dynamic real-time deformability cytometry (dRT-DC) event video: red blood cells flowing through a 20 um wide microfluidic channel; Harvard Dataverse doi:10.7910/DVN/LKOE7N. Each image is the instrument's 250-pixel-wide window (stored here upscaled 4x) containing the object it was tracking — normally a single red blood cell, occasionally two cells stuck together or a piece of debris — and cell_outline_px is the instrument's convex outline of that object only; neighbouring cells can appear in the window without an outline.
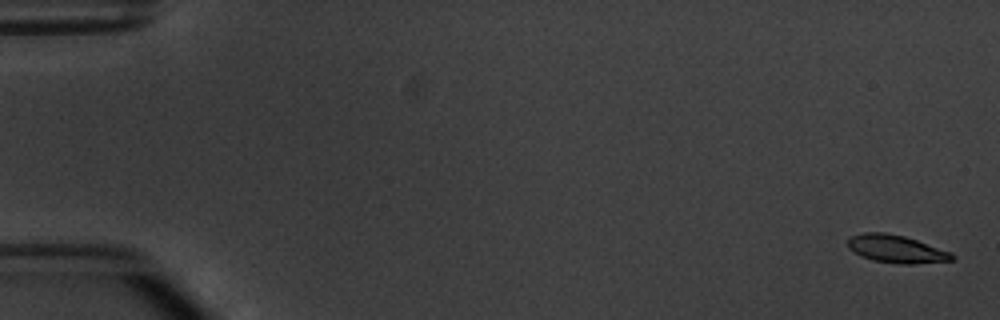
{"species": "common noctule bat (a hibernating species)", "species_latin": "Nyctalus noctula", "temperature_condition": "warm", "stored_images_in_passage": 5, "camera_frame_rate_fps": 3000, "um_per_image_px": 0.085, "animal": {"sex": "male", "body_mass_g": 20.1, "forearm_length_mm": 53.5}, "frame": {"image": 1, "passage_image": 1, "time_ms": 0.0, "image_size_px": [1000, 320], "cell_outline_px": [[956, 256], [952, 260], [912, 264], [900, 264], [872, 260], [860, 256], [848, 248], [848, 240], [852, 236], [864, 232], [884, 232], [904, 236], [952, 252]], "centroid_in_image_um": [76.18, 21.16], "position_along_channel_um": 8.8, "area_um2": 16.82}}
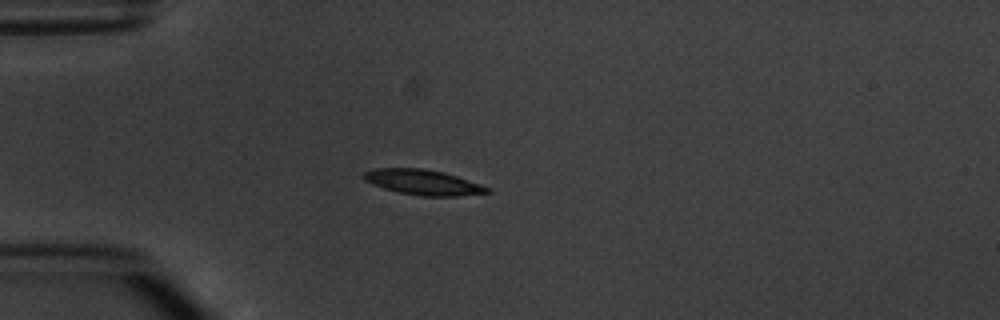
{"frame": {"image": 2, "passage_image": 5, "time_ms": 4.667, "image_size_px": [1000, 320], "cell_outline_px": [[492, 192], [456, 196], [420, 196], [396, 192], [372, 184], [364, 180], [360, 176], [364, 172], [376, 168], [420, 168], [444, 172], [492, 188]], "centroid_in_image_um": [35.94, 15.5], "position_along_channel_um": 49.1, "area_um2": 18.26}}